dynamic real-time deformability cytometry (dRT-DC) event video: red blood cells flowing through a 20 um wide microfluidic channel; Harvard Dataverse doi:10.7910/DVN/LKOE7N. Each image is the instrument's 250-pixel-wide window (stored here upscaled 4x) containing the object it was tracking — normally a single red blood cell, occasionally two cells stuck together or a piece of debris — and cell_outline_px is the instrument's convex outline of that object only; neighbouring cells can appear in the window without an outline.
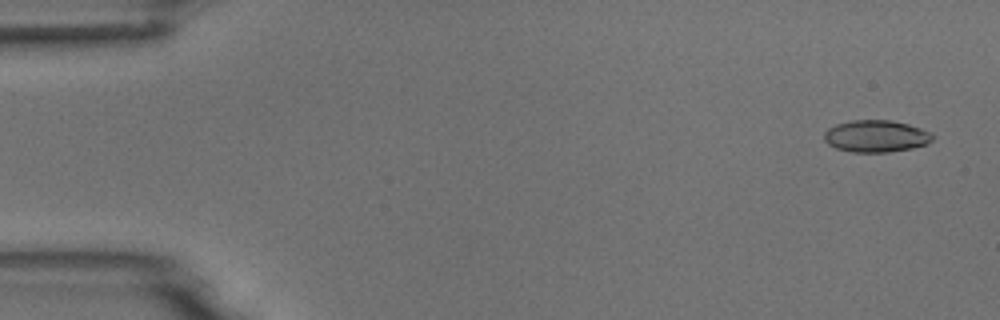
{"species": "common noctule bat (a hibernating species)", "species_latin": "Nyctalus noctula", "temperature_condition": "room temperature", "stored_images_in_passage": 55, "camera_frame_rate_fps": 3000, "um_per_image_px": 0.085, "animal": {"sex": "male", "body_mass_g": 18.8}, "frame": {"image": 1, "passage_image": 3, "time_ms": 0.667, "image_size_px": [1000, 320], "cell_outline_px": [[936, 136], [928, 144], [912, 148], [888, 152], [852, 152], [836, 148], [828, 144], [824, 140], [824, 132], [828, 128], [836, 124], [852, 120], [892, 120], [908, 124], [932, 132]], "centroid_in_image_um": [74.48, 11.57], "position_along_channel_um": 10.5, "area_um2": 20.4}}
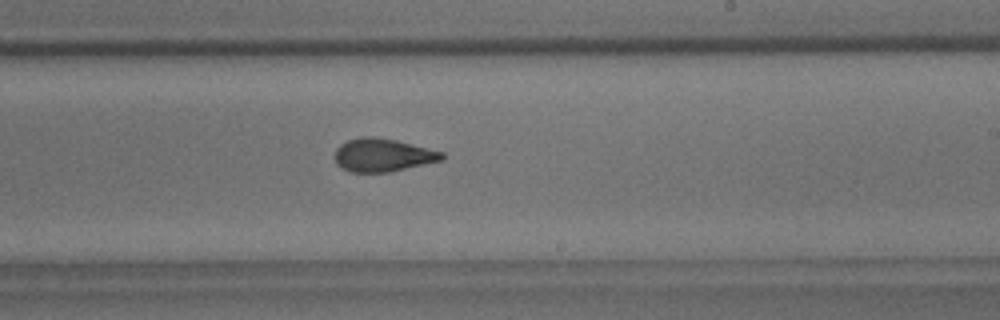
{"frame": {"image": 2, "passage_image": 33, "time_ms": 10.667, "image_size_px": [1000, 320], "cell_outline_px": [[444, 160], [388, 172], [348, 172], [340, 168], [336, 164], [336, 148], [340, 144], [348, 140], [364, 136], [372, 136], [396, 140], [444, 152]], "centroid_in_image_um": [32.53, 13.18], "position_along_channel_um": 256.5, "area_um2": 20.69}}
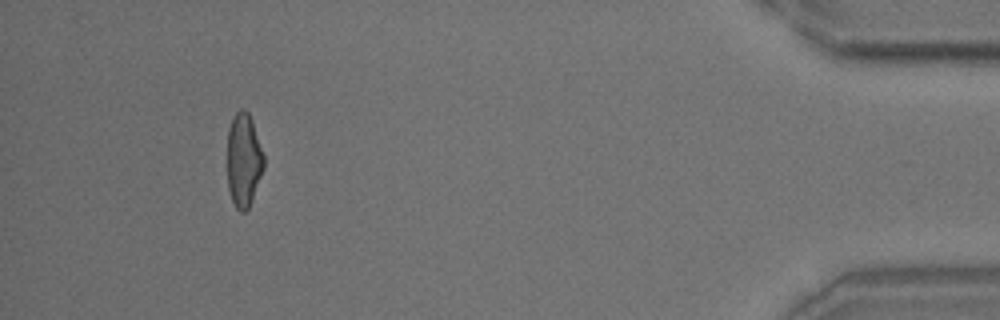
{"frame": {"image": 3, "passage_image": 51, "time_ms": 16.667, "image_size_px": [1000, 320], "cell_outline_px": [[264, 168], [248, 208], [244, 212], [240, 212], [236, 208], [232, 200], [228, 188], [228, 128], [236, 112], [240, 108], [244, 108], [248, 112], [252, 120], [264, 156]], "centroid_in_image_um": [20.71, 13.59], "position_along_channel_um": 414.5, "area_um2": 19.77}, "authors_computed_cell_mechanics": {"area_um2": 20.808, "velocity_mm_per_s": 3.7131, "shape_relaxation_time_tau1_ms": 7.1335, "shape_relaxation_time_tau2_ms": 1.7651, "deformation_change_tau1": 0.1838, "deformation_change_tau2": 0.077}}